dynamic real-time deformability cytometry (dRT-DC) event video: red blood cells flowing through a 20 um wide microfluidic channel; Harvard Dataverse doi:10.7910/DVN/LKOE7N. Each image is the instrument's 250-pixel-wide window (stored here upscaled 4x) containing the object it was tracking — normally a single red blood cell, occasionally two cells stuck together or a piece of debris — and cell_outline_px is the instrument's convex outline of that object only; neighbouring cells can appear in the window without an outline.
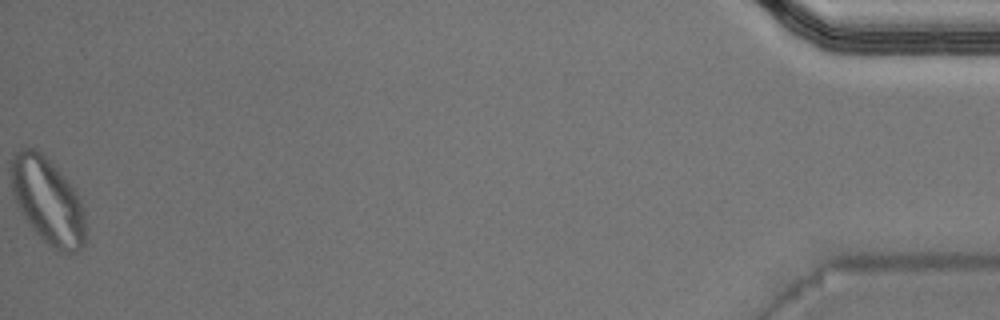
{"species": "Egyptian fruit bat (a non-hibernating species)", "species_latin": "Rousettus aegyptiacus", "temperature_condition": "warm", "stored_images_in_passage": 38, "segment_of_instrument_passage": [2, 2], "camera_frame_rate_fps": 3000, "um_per_image_px": 0.085, "animal": {"sex": "male"}, "frame": {"image": 1, "passage_image": 38, "time_ms": 12.333, "image_size_px": [1000, 320], "cell_outline_px": [[84, 244], [76, 252], [60, 252], [48, 244], [32, 228], [24, 216], [12, 192], [12, 156], [16, 152], [24, 148], [36, 148], [48, 160], [76, 192], [84, 208]], "centroid_in_image_um": [4.06, 17.09], "position_along_channel_um": 431.1, "area_um2": 36.3}}